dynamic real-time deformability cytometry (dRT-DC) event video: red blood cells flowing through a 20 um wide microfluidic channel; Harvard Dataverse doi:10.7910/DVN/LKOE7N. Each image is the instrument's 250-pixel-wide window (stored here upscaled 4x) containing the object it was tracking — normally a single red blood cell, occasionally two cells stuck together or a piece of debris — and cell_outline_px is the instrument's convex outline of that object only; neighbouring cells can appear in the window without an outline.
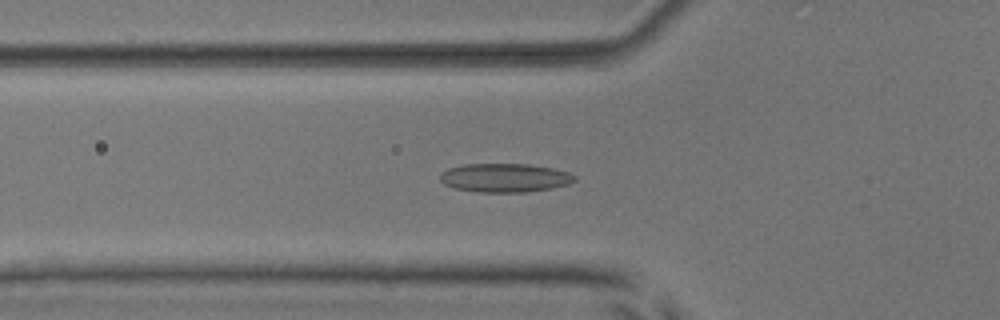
{"species": "common noctule bat (a hibernating species)", "species_latin": "Nyctalus noctula", "temperature_condition": "room temperature", "stored_images_in_passage": 30, "camera_frame_rate_fps": 3000, "um_per_image_px": 0.085, "animal": {"sex": "male", "body_mass_g": 17.9, "forearm_length_mm": 54.2}, "frame": {"image": 1, "passage_image": 18, "time_ms": 5.667, "image_size_px": [1000, 320], "cell_outline_px": [[576, 180], [568, 184], [552, 188], [528, 192], [476, 192], [456, 188], [444, 184], [440, 180], [440, 172], [448, 168], [464, 164], [528, 164], [552, 168], [568, 172], [576, 176]], "centroid_in_image_um": [42.9, 15.11], "position_along_channel_um": 82.9, "area_um2": 22.6}}
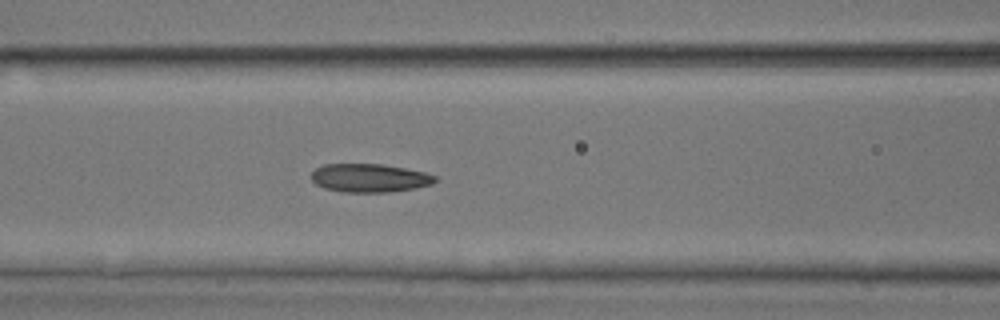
{"frame": {"image": 2, "passage_image": 22, "time_ms": 7.0, "image_size_px": [1000, 320], "cell_outline_px": [[436, 180], [432, 184], [416, 188], [388, 192], [344, 192], [324, 188], [316, 184], [312, 180], [312, 172], [316, 168], [324, 164], [384, 164], [424, 172], [436, 176]], "centroid_in_image_um": [31.41, 15.13], "position_along_channel_um": 135.2, "area_um2": 20.46}}